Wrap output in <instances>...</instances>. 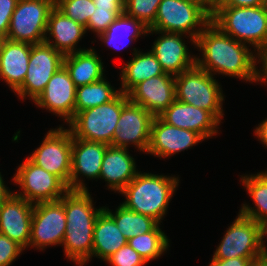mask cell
Instances as JSON below:
<instances>
[{
  "label": "cell",
  "instance_id": "1",
  "mask_svg": "<svg viewBox=\"0 0 267 266\" xmlns=\"http://www.w3.org/2000/svg\"><path fill=\"white\" fill-rule=\"evenodd\" d=\"M203 54L196 57V65L211 75L236 77L249 83L258 82L256 59L250 46L241 43L210 22L196 39ZM213 72V73H212Z\"/></svg>",
  "mask_w": 267,
  "mask_h": 266
},
{
  "label": "cell",
  "instance_id": "47",
  "mask_svg": "<svg viewBox=\"0 0 267 266\" xmlns=\"http://www.w3.org/2000/svg\"><path fill=\"white\" fill-rule=\"evenodd\" d=\"M5 40H6V37L3 34H0V51L2 49V46Z\"/></svg>",
  "mask_w": 267,
  "mask_h": 266
},
{
  "label": "cell",
  "instance_id": "34",
  "mask_svg": "<svg viewBox=\"0 0 267 266\" xmlns=\"http://www.w3.org/2000/svg\"><path fill=\"white\" fill-rule=\"evenodd\" d=\"M161 0H126L124 13L150 28L155 21Z\"/></svg>",
  "mask_w": 267,
  "mask_h": 266
},
{
  "label": "cell",
  "instance_id": "23",
  "mask_svg": "<svg viewBox=\"0 0 267 266\" xmlns=\"http://www.w3.org/2000/svg\"><path fill=\"white\" fill-rule=\"evenodd\" d=\"M128 148L109 145L103 156L100 179L105 180L108 188L120 193L136 177V162Z\"/></svg>",
  "mask_w": 267,
  "mask_h": 266
},
{
  "label": "cell",
  "instance_id": "48",
  "mask_svg": "<svg viewBox=\"0 0 267 266\" xmlns=\"http://www.w3.org/2000/svg\"><path fill=\"white\" fill-rule=\"evenodd\" d=\"M216 0H209V3L212 5Z\"/></svg>",
  "mask_w": 267,
  "mask_h": 266
},
{
  "label": "cell",
  "instance_id": "5",
  "mask_svg": "<svg viewBox=\"0 0 267 266\" xmlns=\"http://www.w3.org/2000/svg\"><path fill=\"white\" fill-rule=\"evenodd\" d=\"M210 22L211 4L206 0H161L149 30L189 35L196 46L197 37Z\"/></svg>",
  "mask_w": 267,
  "mask_h": 266
},
{
  "label": "cell",
  "instance_id": "35",
  "mask_svg": "<svg viewBox=\"0 0 267 266\" xmlns=\"http://www.w3.org/2000/svg\"><path fill=\"white\" fill-rule=\"evenodd\" d=\"M124 13V9H95L94 13L88 20L87 30L93 31L97 36L104 33L115 19Z\"/></svg>",
  "mask_w": 267,
  "mask_h": 266
},
{
  "label": "cell",
  "instance_id": "26",
  "mask_svg": "<svg viewBox=\"0 0 267 266\" xmlns=\"http://www.w3.org/2000/svg\"><path fill=\"white\" fill-rule=\"evenodd\" d=\"M133 58L123 66L121 70V88L120 92L128 94L140 82L166 74L161 64L151 51L140 52L133 49Z\"/></svg>",
  "mask_w": 267,
  "mask_h": 266
},
{
  "label": "cell",
  "instance_id": "20",
  "mask_svg": "<svg viewBox=\"0 0 267 266\" xmlns=\"http://www.w3.org/2000/svg\"><path fill=\"white\" fill-rule=\"evenodd\" d=\"M158 117L168 125L196 132L204 140L216 135L220 125L209 111L176 99Z\"/></svg>",
  "mask_w": 267,
  "mask_h": 266
},
{
  "label": "cell",
  "instance_id": "13",
  "mask_svg": "<svg viewBox=\"0 0 267 266\" xmlns=\"http://www.w3.org/2000/svg\"><path fill=\"white\" fill-rule=\"evenodd\" d=\"M262 258L260 250L259 223L238 214L227 228L223 239L214 251L212 259Z\"/></svg>",
  "mask_w": 267,
  "mask_h": 266
},
{
  "label": "cell",
  "instance_id": "38",
  "mask_svg": "<svg viewBox=\"0 0 267 266\" xmlns=\"http://www.w3.org/2000/svg\"><path fill=\"white\" fill-rule=\"evenodd\" d=\"M19 0H0V34L7 37L11 16Z\"/></svg>",
  "mask_w": 267,
  "mask_h": 266
},
{
  "label": "cell",
  "instance_id": "14",
  "mask_svg": "<svg viewBox=\"0 0 267 266\" xmlns=\"http://www.w3.org/2000/svg\"><path fill=\"white\" fill-rule=\"evenodd\" d=\"M154 118L153 114L129 99L123 105L111 146L127 148L133 144L139 151L147 152Z\"/></svg>",
  "mask_w": 267,
  "mask_h": 266
},
{
  "label": "cell",
  "instance_id": "3",
  "mask_svg": "<svg viewBox=\"0 0 267 266\" xmlns=\"http://www.w3.org/2000/svg\"><path fill=\"white\" fill-rule=\"evenodd\" d=\"M178 185L179 177L139 171L120 192L126 197L122 205L161 223Z\"/></svg>",
  "mask_w": 267,
  "mask_h": 266
},
{
  "label": "cell",
  "instance_id": "24",
  "mask_svg": "<svg viewBox=\"0 0 267 266\" xmlns=\"http://www.w3.org/2000/svg\"><path fill=\"white\" fill-rule=\"evenodd\" d=\"M31 44L6 39L0 51V77L15 92L28 71Z\"/></svg>",
  "mask_w": 267,
  "mask_h": 266
},
{
  "label": "cell",
  "instance_id": "6",
  "mask_svg": "<svg viewBox=\"0 0 267 266\" xmlns=\"http://www.w3.org/2000/svg\"><path fill=\"white\" fill-rule=\"evenodd\" d=\"M128 94L120 92L108 103L78 112L68 123L73 138L111 145Z\"/></svg>",
  "mask_w": 267,
  "mask_h": 266
},
{
  "label": "cell",
  "instance_id": "42",
  "mask_svg": "<svg viewBox=\"0 0 267 266\" xmlns=\"http://www.w3.org/2000/svg\"><path fill=\"white\" fill-rule=\"evenodd\" d=\"M97 9H125L126 0H93Z\"/></svg>",
  "mask_w": 267,
  "mask_h": 266
},
{
  "label": "cell",
  "instance_id": "45",
  "mask_svg": "<svg viewBox=\"0 0 267 266\" xmlns=\"http://www.w3.org/2000/svg\"><path fill=\"white\" fill-rule=\"evenodd\" d=\"M2 178L3 177L0 172V208L14 194V192H11L10 189H7L8 187L4 185L5 181Z\"/></svg>",
  "mask_w": 267,
  "mask_h": 266
},
{
  "label": "cell",
  "instance_id": "22",
  "mask_svg": "<svg viewBox=\"0 0 267 266\" xmlns=\"http://www.w3.org/2000/svg\"><path fill=\"white\" fill-rule=\"evenodd\" d=\"M85 33L86 30L84 26L68 18L54 6L48 16L44 42L66 55L87 50L84 48L76 50L77 48H75ZM50 39L53 40L50 41Z\"/></svg>",
  "mask_w": 267,
  "mask_h": 266
},
{
  "label": "cell",
  "instance_id": "2",
  "mask_svg": "<svg viewBox=\"0 0 267 266\" xmlns=\"http://www.w3.org/2000/svg\"><path fill=\"white\" fill-rule=\"evenodd\" d=\"M89 191L69 190L63 196L66 229L62 245L65 256L83 266L91 261L95 222L104 207L94 208Z\"/></svg>",
  "mask_w": 267,
  "mask_h": 266
},
{
  "label": "cell",
  "instance_id": "31",
  "mask_svg": "<svg viewBox=\"0 0 267 266\" xmlns=\"http://www.w3.org/2000/svg\"><path fill=\"white\" fill-rule=\"evenodd\" d=\"M119 93L120 90H116L105 78L77 87L74 116L85 109L110 102Z\"/></svg>",
  "mask_w": 267,
  "mask_h": 266
},
{
  "label": "cell",
  "instance_id": "17",
  "mask_svg": "<svg viewBox=\"0 0 267 266\" xmlns=\"http://www.w3.org/2000/svg\"><path fill=\"white\" fill-rule=\"evenodd\" d=\"M201 141L204 139L198 133L168 125L155 116L146 154L169 158V156L189 149Z\"/></svg>",
  "mask_w": 267,
  "mask_h": 266
},
{
  "label": "cell",
  "instance_id": "40",
  "mask_svg": "<svg viewBox=\"0 0 267 266\" xmlns=\"http://www.w3.org/2000/svg\"><path fill=\"white\" fill-rule=\"evenodd\" d=\"M260 258H229V259H211L208 266H249L252 261Z\"/></svg>",
  "mask_w": 267,
  "mask_h": 266
},
{
  "label": "cell",
  "instance_id": "41",
  "mask_svg": "<svg viewBox=\"0 0 267 266\" xmlns=\"http://www.w3.org/2000/svg\"><path fill=\"white\" fill-rule=\"evenodd\" d=\"M257 55L258 63L259 61L262 63V69H258V81L267 84V44L257 53Z\"/></svg>",
  "mask_w": 267,
  "mask_h": 266
},
{
  "label": "cell",
  "instance_id": "16",
  "mask_svg": "<svg viewBox=\"0 0 267 266\" xmlns=\"http://www.w3.org/2000/svg\"><path fill=\"white\" fill-rule=\"evenodd\" d=\"M76 89L68 71L62 66L54 73L34 103L62 117L68 124L74 118Z\"/></svg>",
  "mask_w": 267,
  "mask_h": 266
},
{
  "label": "cell",
  "instance_id": "4",
  "mask_svg": "<svg viewBox=\"0 0 267 266\" xmlns=\"http://www.w3.org/2000/svg\"><path fill=\"white\" fill-rule=\"evenodd\" d=\"M211 22L228 36L253 46L256 53L267 44V5L211 6Z\"/></svg>",
  "mask_w": 267,
  "mask_h": 266
},
{
  "label": "cell",
  "instance_id": "15",
  "mask_svg": "<svg viewBox=\"0 0 267 266\" xmlns=\"http://www.w3.org/2000/svg\"><path fill=\"white\" fill-rule=\"evenodd\" d=\"M109 145L101 142L73 138L69 190L88 191L82 176L99 179L103 156ZM82 174V175H81ZM80 176V178H79Z\"/></svg>",
  "mask_w": 267,
  "mask_h": 266
},
{
  "label": "cell",
  "instance_id": "46",
  "mask_svg": "<svg viewBox=\"0 0 267 266\" xmlns=\"http://www.w3.org/2000/svg\"><path fill=\"white\" fill-rule=\"evenodd\" d=\"M249 266H267V257H262L255 261H252Z\"/></svg>",
  "mask_w": 267,
  "mask_h": 266
},
{
  "label": "cell",
  "instance_id": "39",
  "mask_svg": "<svg viewBox=\"0 0 267 266\" xmlns=\"http://www.w3.org/2000/svg\"><path fill=\"white\" fill-rule=\"evenodd\" d=\"M267 5V0H216L211 6L257 7Z\"/></svg>",
  "mask_w": 267,
  "mask_h": 266
},
{
  "label": "cell",
  "instance_id": "11",
  "mask_svg": "<svg viewBox=\"0 0 267 266\" xmlns=\"http://www.w3.org/2000/svg\"><path fill=\"white\" fill-rule=\"evenodd\" d=\"M64 54L44 43L31 44L28 71L23 84L15 93L24 100L25 97L33 102L43 92L48 81L62 66Z\"/></svg>",
  "mask_w": 267,
  "mask_h": 266
},
{
  "label": "cell",
  "instance_id": "36",
  "mask_svg": "<svg viewBox=\"0 0 267 266\" xmlns=\"http://www.w3.org/2000/svg\"><path fill=\"white\" fill-rule=\"evenodd\" d=\"M112 266H144L145 260L128 243L105 260Z\"/></svg>",
  "mask_w": 267,
  "mask_h": 266
},
{
  "label": "cell",
  "instance_id": "33",
  "mask_svg": "<svg viewBox=\"0 0 267 266\" xmlns=\"http://www.w3.org/2000/svg\"><path fill=\"white\" fill-rule=\"evenodd\" d=\"M55 6L68 18L85 28L96 9L93 0H55Z\"/></svg>",
  "mask_w": 267,
  "mask_h": 266
},
{
  "label": "cell",
  "instance_id": "9",
  "mask_svg": "<svg viewBox=\"0 0 267 266\" xmlns=\"http://www.w3.org/2000/svg\"><path fill=\"white\" fill-rule=\"evenodd\" d=\"M72 156V133L60 126L45 135L42 144L29 159L47 172L57 176L69 189Z\"/></svg>",
  "mask_w": 267,
  "mask_h": 266
},
{
  "label": "cell",
  "instance_id": "7",
  "mask_svg": "<svg viewBox=\"0 0 267 266\" xmlns=\"http://www.w3.org/2000/svg\"><path fill=\"white\" fill-rule=\"evenodd\" d=\"M213 75L197 65L175 76L176 100L209 111L220 123L224 96Z\"/></svg>",
  "mask_w": 267,
  "mask_h": 266
},
{
  "label": "cell",
  "instance_id": "27",
  "mask_svg": "<svg viewBox=\"0 0 267 266\" xmlns=\"http://www.w3.org/2000/svg\"><path fill=\"white\" fill-rule=\"evenodd\" d=\"M128 240L116 226L114 219L103 210L94 226L92 257L105 261L127 244Z\"/></svg>",
  "mask_w": 267,
  "mask_h": 266
},
{
  "label": "cell",
  "instance_id": "28",
  "mask_svg": "<svg viewBox=\"0 0 267 266\" xmlns=\"http://www.w3.org/2000/svg\"><path fill=\"white\" fill-rule=\"evenodd\" d=\"M148 30L149 28L141 21L123 13L115 19L104 33L99 34L97 37L107 46L113 47L116 51H121L124 47H128L133 40L136 41L140 35H148Z\"/></svg>",
  "mask_w": 267,
  "mask_h": 266
},
{
  "label": "cell",
  "instance_id": "32",
  "mask_svg": "<svg viewBox=\"0 0 267 266\" xmlns=\"http://www.w3.org/2000/svg\"><path fill=\"white\" fill-rule=\"evenodd\" d=\"M158 225L153 231L137 235L128 240V244L148 263L158 259L169 246V239Z\"/></svg>",
  "mask_w": 267,
  "mask_h": 266
},
{
  "label": "cell",
  "instance_id": "19",
  "mask_svg": "<svg viewBox=\"0 0 267 266\" xmlns=\"http://www.w3.org/2000/svg\"><path fill=\"white\" fill-rule=\"evenodd\" d=\"M153 32L161 36L154 41L150 51L157 58L165 73L176 76L196 65V56H191L182 37L187 35L148 30L149 34Z\"/></svg>",
  "mask_w": 267,
  "mask_h": 266
},
{
  "label": "cell",
  "instance_id": "25",
  "mask_svg": "<svg viewBox=\"0 0 267 266\" xmlns=\"http://www.w3.org/2000/svg\"><path fill=\"white\" fill-rule=\"evenodd\" d=\"M63 66L76 87L91 84L105 77L103 62L94 48L66 54Z\"/></svg>",
  "mask_w": 267,
  "mask_h": 266
},
{
  "label": "cell",
  "instance_id": "10",
  "mask_svg": "<svg viewBox=\"0 0 267 266\" xmlns=\"http://www.w3.org/2000/svg\"><path fill=\"white\" fill-rule=\"evenodd\" d=\"M13 181L21 188L17 197L31 203L57 201L68 191V187L55 175L34 164L28 157L18 166Z\"/></svg>",
  "mask_w": 267,
  "mask_h": 266
},
{
  "label": "cell",
  "instance_id": "12",
  "mask_svg": "<svg viewBox=\"0 0 267 266\" xmlns=\"http://www.w3.org/2000/svg\"><path fill=\"white\" fill-rule=\"evenodd\" d=\"M66 229L63 197L57 201L34 204L28 247L44 250L47 246L62 245Z\"/></svg>",
  "mask_w": 267,
  "mask_h": 266
},
{
  "label": "cell",
  "instance_id": "18",
  "mask_svg": "<svg viewBox=\"0 0 267 266\" xmlns=\"http://www.w3.org/2000/svg\"><path fill=\"white\" fill-rule=\"evenodd\" d=\"M128 97L154 116H159L176 99L175 76L166 73L146 79L136 85Z\"/></svg>",
  "mask_w": 267,
  "mask_h": 266
},
{
  "label": "cell",
  "instance_id": "30",
  "mask_svg": "<svg viewBox=\"0 0 267 266\" xmlns=\"http://www.w3.org/2000/svg\"><path fill=\"white\" fill-rule=\"evenodd\" d=\"M104 210L114 219L116 226L127 240L153 231L160 223L150 216L136 213L120 204L115 213L108 207Z\"/></svg>",
  "mask_w": 267,
  "mask_h": 266
},
{
  "label": "cell",
  "instance_id": "37",
  "mask_svg": "<svg viewBox=\"0 0 267 266\" xmlns=\"http://www.w3.org/2000/svg\"><path fill=\"white\" fill-rule=\"evenodd\" d=\"M24 249L0 233V266H10Z\"/></svg>",
  "mask_w": 267,
  "mask_h": 266
},
{
  "label": "cell",
  "instance_id": "8",
  "mask_svg": "<svg viewBox=\"0 0 267 266\" xmlns=\"http://www.w3.org/2000/svg\"><path fill=\"white\" fill-rule=\"evenodd\" d=\"M54 6L55 0H19L6 39L32 45L44 43L48 16Z\"/></svg>",
  "mask_w": 267,
  "mask_h": 266
},
{
  "label": "cell",
  "instance_id": "21",
  "mask_svg": "<svg viewBox=\"0 0 267 266\" xmlns=\"http://www.w3.org/2000/svg\"><path fill=\"white\" fill-rule=\"evenodd\" d=\"M34 203L12 195L0 208V233L28 248Z\"/></svg>",
  "mask_w": 267,
  "mask_h": 266
},
{
  "label": "cell",
  "instance_id": "43",
  "mask_svg": "<svg viewBox=\"0 0 267 266\" xmlns=\"http://www.w3.org/2000/svg\"><path fill=\"white\" fill-rule=\"evenodd\" d=\"M259 236H260V250L262 256L267 257V246L265 245L266 241L264 239L267 237V220L259 222Z\"/></svg>",
  "mask_w": 267,
  "mask_h": 266
},
{
  "label": "cell",
  "instance_id": "44",
  "mask_svg": "<svg viewBox=\"0 0 267 266\" xmlns=\"http://www.w3.org/2000/svg\"><path fill=\"white\" fill-rule=\"evenodd\" d=\"M254 133L258 140L261 141L267 147V118L256 126Z\"/></svg>",
  "mask_w": 267,
  "mask_h": 266
},
{
  "label": "cell",
  "instance_id": "29",
  "mask_svg": "<svg viewBox=\"0 0 267 266\" xmlns=\"http://www.w3.org/2000/svg\"><path fill=\"white\" fill-rule=\"evenodd\" d=\"M242 185L255 204L254 208L249 204H242L240 214L253 219L256 222L267 220V171L255 175H242Z\"/></svg>",
  "mask_w": 267,
  "mask_h": 266
}]
</instances>
